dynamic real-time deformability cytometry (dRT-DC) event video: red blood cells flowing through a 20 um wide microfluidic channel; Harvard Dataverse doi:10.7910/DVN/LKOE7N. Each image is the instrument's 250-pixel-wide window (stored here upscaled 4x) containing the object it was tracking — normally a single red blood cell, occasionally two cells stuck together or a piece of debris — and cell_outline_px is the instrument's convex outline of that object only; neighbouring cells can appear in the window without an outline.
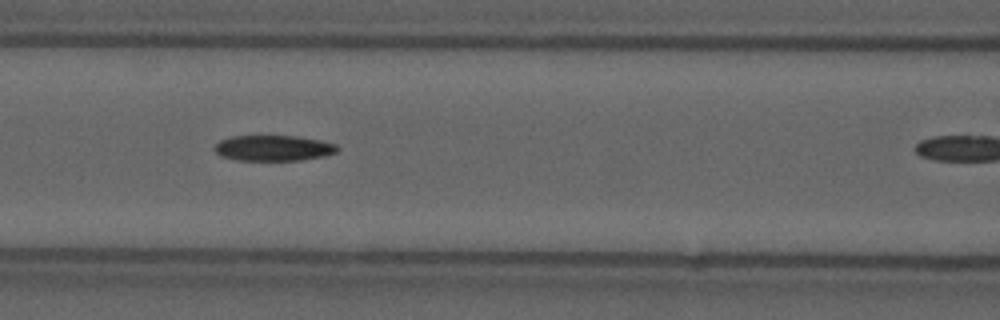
{"species": "common noctule bat (a hibernating species)", "species_latin": "Nyctalus noctula", "temperature_condition": "cold", "stored_images_in_passage": 15, "camera_frame_rate_fps": 3000, "um_per_image_px": 0.085, "animal": {"sex": "male", "forearm_length_mm": 52.5}, "frame": {"image": 1, "passage_image": 11, "time_ms": 3.333, "image_size_px": [1000, 320], "cell_outline_px": [[340, 148], [336, 152], [324, 156], [300, 160], [236, 160], [220, 156], [212, 148], [220, 140], [232, 136], [296, 136], [320, 140], [336, 144]], "centroid_in_image_um": [23.23, 12.58], "position_along_channel_um": 143.4, "area_um2": 18.38}}